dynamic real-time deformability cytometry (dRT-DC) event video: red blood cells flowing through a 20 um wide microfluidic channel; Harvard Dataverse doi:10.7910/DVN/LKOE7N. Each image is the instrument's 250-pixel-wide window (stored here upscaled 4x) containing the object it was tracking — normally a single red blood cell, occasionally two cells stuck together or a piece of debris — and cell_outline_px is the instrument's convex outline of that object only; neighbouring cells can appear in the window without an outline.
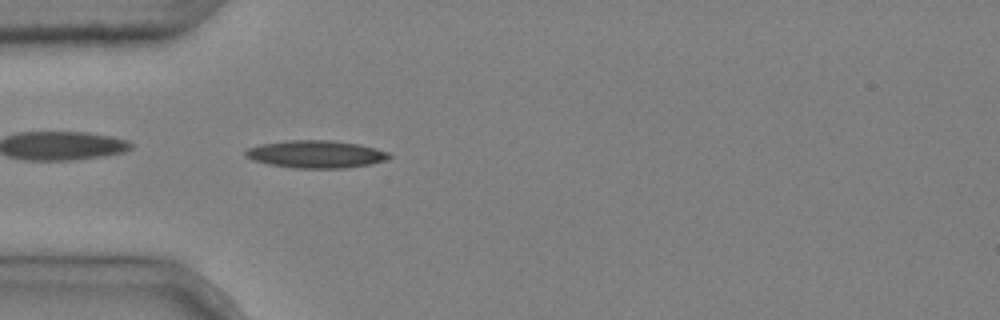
{"species": "common noctule bat (a hibernating species)", "species_latin": "Nyctalus noctula", "temperature_condition": "cold", "stored_images_in_passage": 4, "camera_frame_rate_fps": 3000, "um_per_image_px": 0.085, "animal": {"sex": "male", "body_mass_g": 20.4}, "frame": {"image": 1, "passage_image": 4, "time_ms": 1.0, "image_size_px": [1000, 320], "cell_outline_px": [[392, 156], [388, 160], [368, 164], [344, 168], [296, 168], [268, 164], [252, 160], [244, 156], [244, 152], [248, 148], [260, 144], [288, 140], [328, 140], [360, 144], [376, 148], [388, 152]], "centroid_in_image_um": [26.84, 13.1], "position_along_channel_um": 58.2, "area_um2": 23.12}}